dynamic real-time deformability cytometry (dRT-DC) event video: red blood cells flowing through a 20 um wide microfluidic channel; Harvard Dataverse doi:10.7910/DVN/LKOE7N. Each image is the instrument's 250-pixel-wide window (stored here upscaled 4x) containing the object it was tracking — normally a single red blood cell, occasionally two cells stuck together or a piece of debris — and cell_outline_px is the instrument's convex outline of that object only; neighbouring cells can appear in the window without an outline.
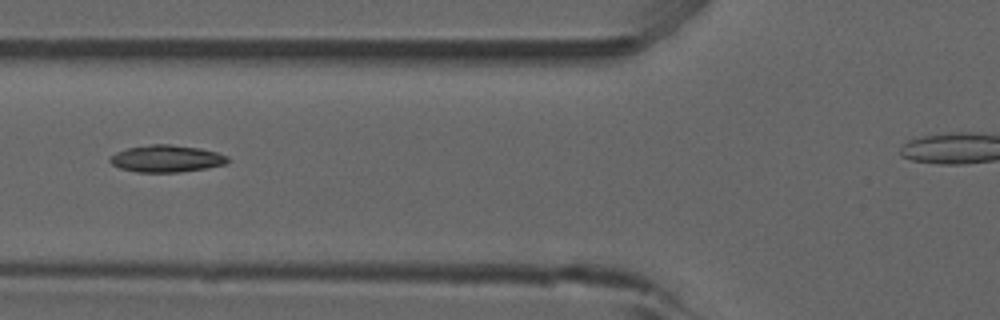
{"species": "common noctule bat (a hibernating species)", "species_latin": "Nyctalus noctula", "temperature_condition": "room temperature", "stored_images_in_passage": 47, "camera_frame_rate_fps": 3000, "um_per_image_px": 0.085, "animal": {"sex": "male", "forearm_length_mm": 52.5}, "frame": {"image": 1, "passage_image": 21, "time_ms": 6.667, "image_size_px": [1000, 320], "cell_outline_px": [[228, 164], [180, 172], [136, 172], [120, 168], [112, 164], [108, 160], [116, 152], [128, 148], [152, 144], [172, 144], [200, 148], [216, 152], [228, 156]], "centroid_in_image_um": [14.16, 13.48], "position_along_channel_um": 111.6, "area_um2": 18.5}}